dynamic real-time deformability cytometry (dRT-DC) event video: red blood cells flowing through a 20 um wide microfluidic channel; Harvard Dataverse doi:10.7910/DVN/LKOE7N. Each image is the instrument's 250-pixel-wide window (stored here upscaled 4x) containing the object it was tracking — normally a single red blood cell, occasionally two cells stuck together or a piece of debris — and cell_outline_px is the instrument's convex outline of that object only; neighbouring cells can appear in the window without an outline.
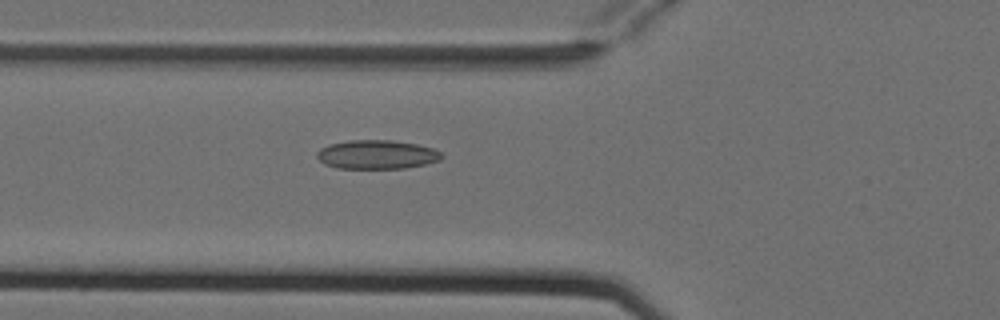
{"species": "Egyptian fruit bat (a non-hibernating species)", "species_latin": "Rousettus aegyptiacus", "temperature_condition": "cold", "stored_images_in_passage": 6, "camera_frame_rate_fps": 3000, "um_per_image_px": 0.085, "animal": {"sex": "female"}, "frame": {"image": 1, "passage_image": 6, "time_ms": 1.667, "image_size_px": [1000, 320], "cell_outline_px": [[444, 156], [440, 160], [424, 164], [404, 168], [336, 168], [324, 164], [316, 156], [316, 152], [320, 148], [328, 144], [348, 140], [392, 140], [416, 144], [432, 148], [440, 152]], "centroid_in_image_um": [31.99, 13.13], "position_along_channel_um": 93.8, "area_um2": 21.04}}